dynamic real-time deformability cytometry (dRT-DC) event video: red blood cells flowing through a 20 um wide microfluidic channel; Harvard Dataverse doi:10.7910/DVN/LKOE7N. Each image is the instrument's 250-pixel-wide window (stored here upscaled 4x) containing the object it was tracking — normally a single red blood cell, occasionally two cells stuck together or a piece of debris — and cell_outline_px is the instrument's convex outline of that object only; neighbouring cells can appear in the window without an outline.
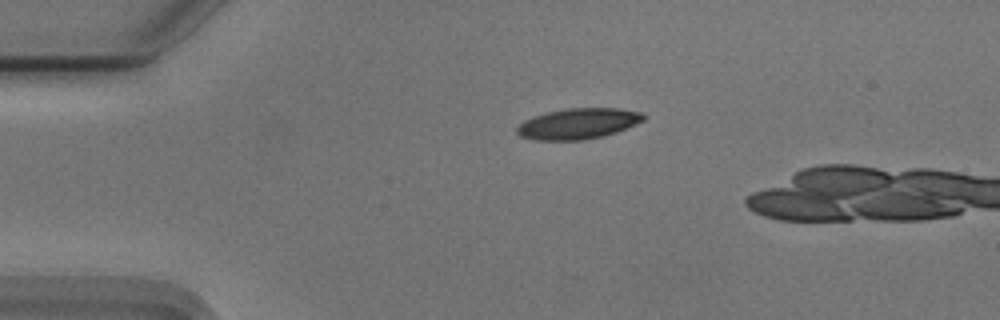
{"species": "Egyptian fruit bat (a non-hibernating species)", "species_latin": "Rousettus aegyptiacus", "temperature_condition": "cold", "stored_images_in_passage": 4, "camera_frame_rate_fps": 3000, "um_per_image_px": 0.085, "animal": {"sex": "male"}, "frame": {"image": 1, "passage_image": 1, "time_ms": 0.0, "image_size_px": [1000, 320], "cell_outline_px": [[648, 116], [644, 120], [636, 124], [616, 132], [604, 136], [584, 140], [536, 140], [520, 136], [516, 132], [516, 128], [524, 120], [548, 112], [564, 108], [616, 108], [640, 112]], "centroid_in_image_um": [49.16, 10.51], "position_along_channel_um": 35.8, "area_um2": 22.66}}